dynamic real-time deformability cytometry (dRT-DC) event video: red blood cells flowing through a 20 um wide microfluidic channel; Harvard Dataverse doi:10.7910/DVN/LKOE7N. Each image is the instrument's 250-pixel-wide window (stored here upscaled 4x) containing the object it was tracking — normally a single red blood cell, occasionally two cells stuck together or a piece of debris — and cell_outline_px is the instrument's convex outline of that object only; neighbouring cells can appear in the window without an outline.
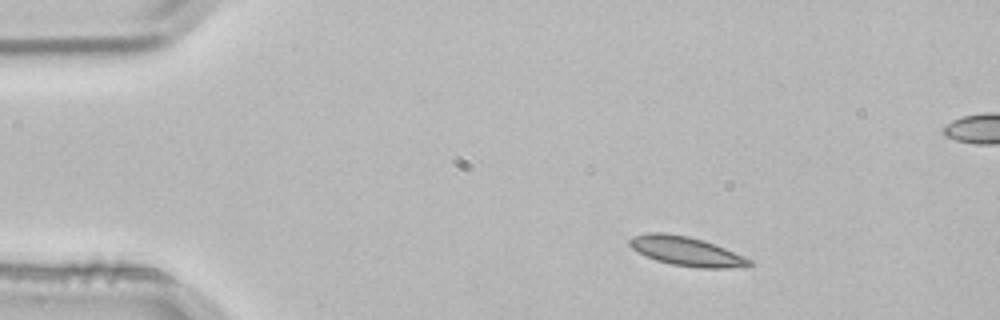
{"species": "common noctule bat (a hibernating species)", "species_latin": "Nyctalus noctula", "temperature_condition": "room temperature", "stored_images_in_passage": 3, "camera_frame_rate_fps": 3000, "um_per_image_px": 0.085, "animal": {"sex": "male", "body_mass_g": 21.5, "forearm_length_mm": 52.0}, "frame": {"image": 1, "passage_image": 1, "time_ms": 0.0, "image_size_px": [1000, 320], "cell_outline_px": [[756, 264], [728, 268], [696, 268], [672, 264], [656, 260], [632, 248], [628, 244], [628, 240], [632, 236], [648, 232], [664, 232], [688, 236], [704, 240], [744, 256], [752, 260]], "centroid_in_image_um": [58.34, 21.35], "position_along_channel_um": 26.7, "area_um2": 20.35}}